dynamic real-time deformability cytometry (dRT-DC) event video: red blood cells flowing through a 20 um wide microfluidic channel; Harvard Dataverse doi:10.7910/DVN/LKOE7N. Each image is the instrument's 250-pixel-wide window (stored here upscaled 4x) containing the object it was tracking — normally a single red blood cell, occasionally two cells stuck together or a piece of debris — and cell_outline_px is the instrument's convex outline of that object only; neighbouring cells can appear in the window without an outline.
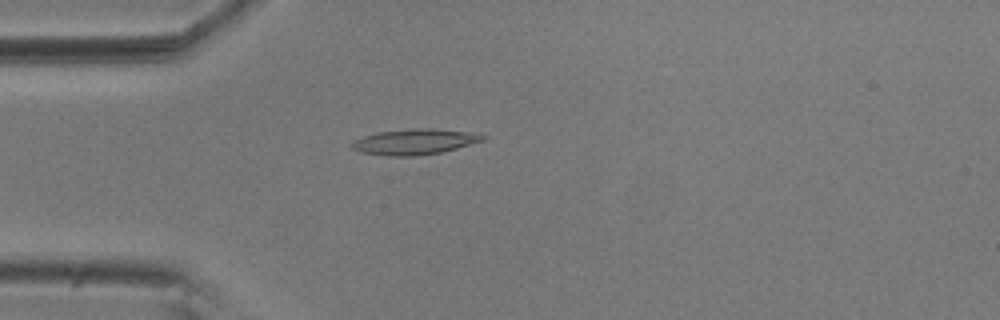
{"species": "common noctule bat (a hibernating species)", "species_latin": "Nyctalus noctula", "temperature_condition": "room temperature", "stored_images_in_passage": 56, "camera_frame_rate_fps": 3000, "um_per_image_px": 0.085, "animal": {"sex": "male", "body_mass_g": 20.5, "forearm_length_mm": 52.5}, "frame": {"image": 1, "passage_image": 15, "time_ms": 4.667, "image_size_px": [1000, 320], "cell_outline_px": [[488, 136], [484, 140], [456, 148], [440, 152], [412, 156], [388, 156], [360, 152], [352, 148], [348, 144], [352, 140], [376, 132], [412, 128], [432, 128], [464, 132]], "centroid_in_image_um": [35.14, 12.05], "position_along_channel_um": 49.9, "area_um2": 19.42}}
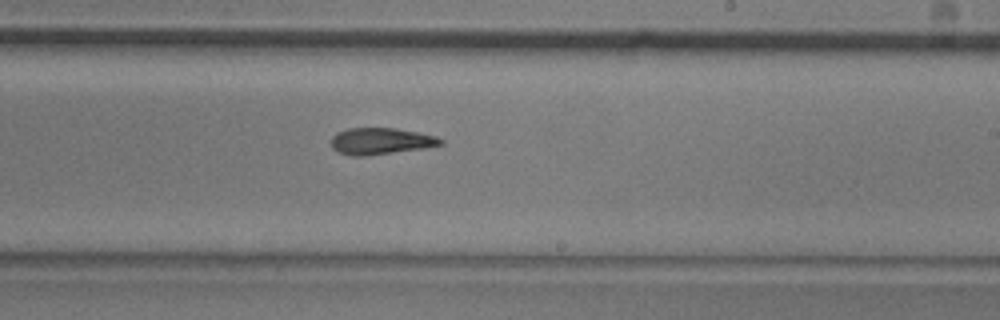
{"frame": {"image": 2, "passage_image": 33, "time_ms": 10.667, "image_size_px": [1000, 320], "cell_outline_px": [[444, 144], [424, 148], [364, 156], [352, 156], [336, 152], [332, 148], [332, 136], [336, 132], [348, 128], [396, 128], [436, 136], [444, 140]], "centroid_in_image_um": [32.34, 11.99], "position_along_channel_um": 256.7, "area_um2": 16.99}}
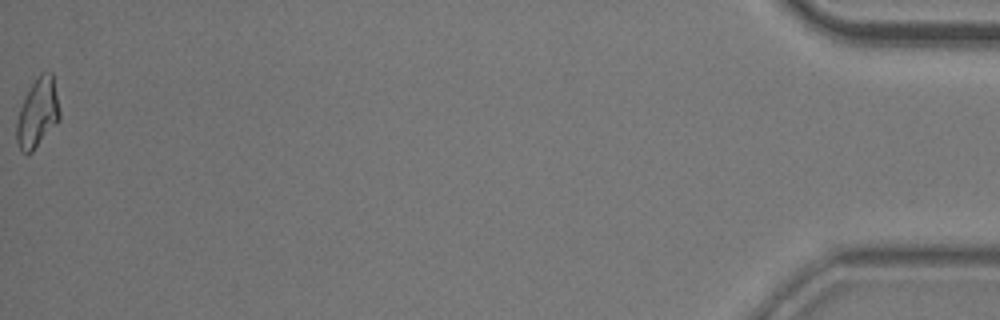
{"frame": {"image": 3, "passage_image": 56, "time_ms": 18.333, "image_size_px": [1000, 320], "cell_outline_px": [[60, 120], [32, 152], [20, 152], [16, 140], [16, 124], [20, 108], [32, 84], [40, 72], [52, 72], [60, 112]], "centroid_in_image_um": [3.2, 9.62], "position_along_channel_um": 432.0, "area_um2": 17.17}, "authors_computed_cell_mechanics": {"area_um2": 17.3978, "velocity_mm_per_s": 3.6061, "shape_relaxation_time_tau1_ms": 8.5378, "shape_relaxation_time_tau2_ms": 3.7554, "deformation_change_tau1": 0.2355, "deformation_change_tau2": 0.1265}}